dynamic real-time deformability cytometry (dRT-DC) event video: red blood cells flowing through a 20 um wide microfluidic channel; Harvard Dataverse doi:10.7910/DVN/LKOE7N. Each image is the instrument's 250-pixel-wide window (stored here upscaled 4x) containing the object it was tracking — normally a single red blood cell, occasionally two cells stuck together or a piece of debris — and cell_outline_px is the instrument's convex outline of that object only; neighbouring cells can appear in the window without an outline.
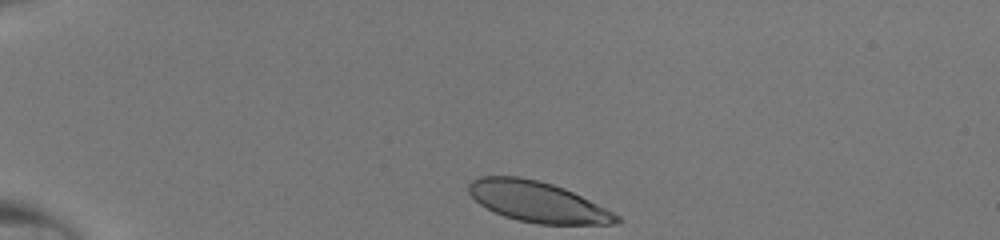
{"species": "human", "species_latin": "Homo sapiens", "temperature_condition": "room temperature", "stored_images_in_passage": 35, "camera_frame_rate_fps": 3000, "um_per_image_px": 0.085, "donor": {"sex": "male"}, "frame": {"image": 1, "passage_image": 1, "time_ms": 0.0, "image_size_px": [1000, 240], "cell_outline_px": [[624, 220], [616, 224], [536, 224], [516, 220], [504, 216], [480, 204], [468, 192], [468, 184], [472, 180], [480, 176], [516, 176], [536, 180], [552, 184], [564, 188], [620, 216]], "centroid_in_image_um": [45.68, 17.16], "position_along_channel_um": 39.3, "area_um2": 34.62}}
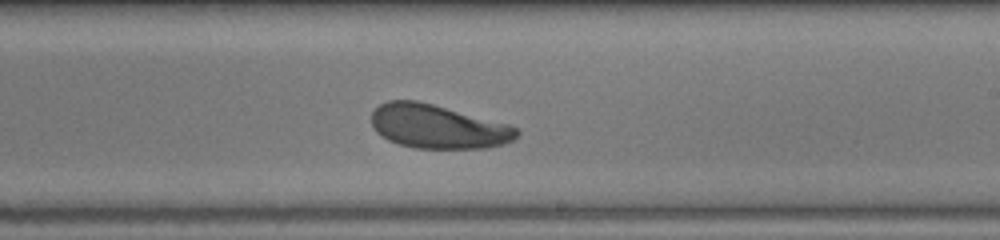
{"frame": {"image": 2, "passage_image": 20, "time_ms": 6.333, "image_size_px": [1000, 240], "cell_outline_px": [[520, 132], [512, 140], [504, 144], [488, 148], [412, 148], [388, 140], [376, 132], [372, 128], [372, 112], [380, 104], [388, 100], [416, 100], [432, 104], [508, 124], [516, 128]], "centroid_in_image_um": [37.19, 10.76], "position_along_channel_um": 251.8, "area_um2": 36.93}}
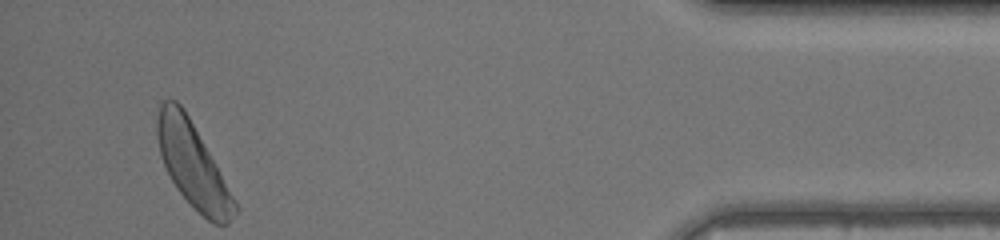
{"frame": {"image": 3, "passage_image": 35, "time_ms": 11.333, "image_size_px": [1000, 240], "cell_outline_px": [[240, 208], [228, 224], [212, 224], [176, 188], [160, 156], [156, 136], [156, 116], [160, 100], [176, 100], [184, 108], [236, 200]], "centroid_in_image_um": [16.37, 13.99], "position_along_channel_um": 418.8, "area_um2": 37.86}}